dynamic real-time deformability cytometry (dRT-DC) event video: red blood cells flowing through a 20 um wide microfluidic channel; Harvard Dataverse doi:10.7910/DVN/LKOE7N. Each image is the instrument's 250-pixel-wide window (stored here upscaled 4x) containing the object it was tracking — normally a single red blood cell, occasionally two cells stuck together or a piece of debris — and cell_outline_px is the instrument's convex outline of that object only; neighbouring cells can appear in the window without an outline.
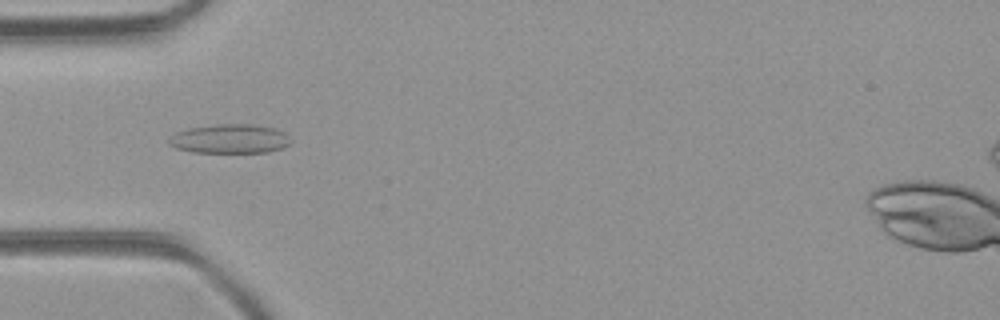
{"species": "common noctule bat (a hibernating species)", "species_latin": "Nyctalus noctula", "temperature_condition": "room temperature", "stored_images_in_passage": 24, "camera_frame_rate_fps": 3000, "um_per_image_px": 0.085, "animal": {"sex": "female", "body_mass_g": 21.9}, "frame": {"image": 1, "passage_image": 7, "time_ms": 2.0, "image_size_px": [1000, 320], "cell_outline_px": [[292, 144], [284, 148], [268, 152], [192, 152], [176, 148], [168, 144], [168, 140], [176, 132], [188, 128], [220, 124], [252, 124], [276, 128], [284, 132], [292, 140]], "centroid_in_image_um": [19.59, 11.8], "position_along_channel_um": 65.4, "area_um2": 20.87}}
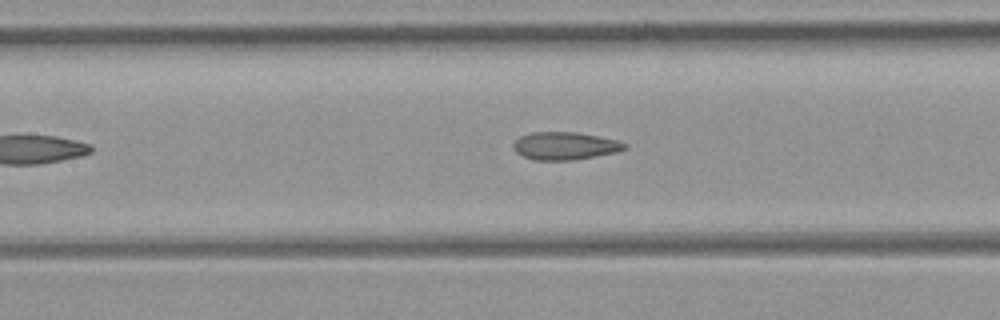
{"frame": {"image": 2, "passage_image": 14, "time_ms": 4.333, "image_size_px": [1000, 320], "cell_outline_px": [[628, 148], [616, 152], [572, 160], [536, 160], [524, 156], [516, 152], [512, 148], [512, 144], [520, 136], [532, 132], [576, 132], [616, 140], [628, 144]], "centroid_in_image_um": [48.0, 12.39], "position_along_channel_um": 159.4, "area_um2": 17.86}}
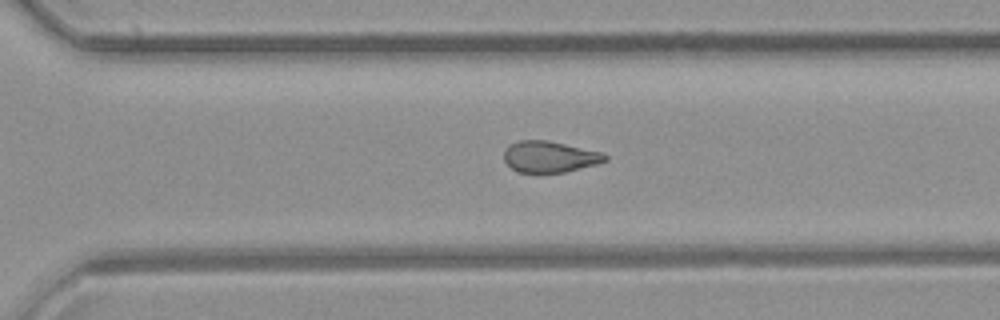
{"frame": {"image": 3, "passage_image": 23, "time_ms": 7.333, "image_size_px": [1000, 320], "cell_outline_px": [[608, 160], [596, 164], [564, 172], [516, 172], [504, 160], [504, 152], [512, 144], [520, 140], [548, 140], [600, 152], [608, 156]], "centroid_in_image_um": [46.72, 13.32], "position_along_channel_um": 323.9, "area_um2": 18.09}}